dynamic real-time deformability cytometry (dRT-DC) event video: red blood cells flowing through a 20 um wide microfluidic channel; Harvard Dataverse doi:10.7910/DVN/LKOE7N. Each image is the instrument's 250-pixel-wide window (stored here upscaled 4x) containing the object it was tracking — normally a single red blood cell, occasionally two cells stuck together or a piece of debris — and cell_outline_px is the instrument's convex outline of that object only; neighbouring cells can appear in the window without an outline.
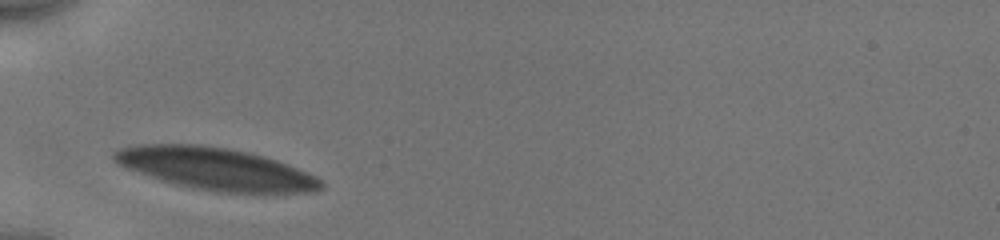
{"species": "human", "species_latin": "Homo sapiens", "temperature_condition": "cold", "stored_images_in_passage": 7, "camera_frame_rate_fps": 3000, "um_per_image_px": 0.085, "donor": {"sex": "male"}, "frame": {"image": 1, "passage_image": 1, "time_ms": 0.0, "image_size_px": [1000, 240], "cell_outline_px": [[324, 188], [316, 192], [216, 192], [192, 188], [176, 184], [128, 168], [112, 160], [112, 152], [120, 148], [136, 144], [200, 144], [232, 148], [264, 156], [288, 164], [316, 176], [324, 184]], "centroid_in_image_um": [18.36, 14.33], "position_along_channel_um": 66.6, "area_um2": 50.58}}
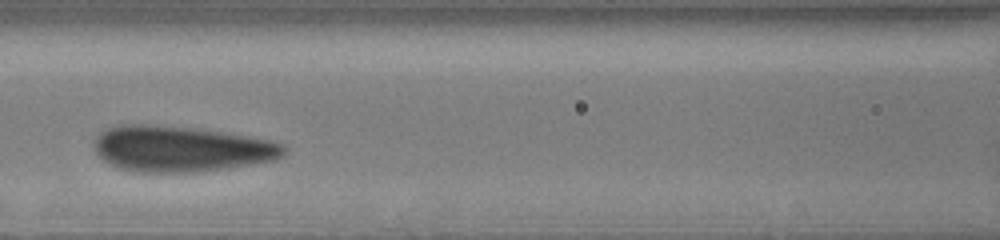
{"frame": {"image": 2, "passage_image": 3, "time_ms": 2.333, "image_size_px": [1000, 240], "cell_outline_px": [[288, 148], [284, 156], [276, 160], [224, 168], [196, 172], [132, 172], [116, 168], [104, 160], [96, 152], [92, 144], [92, 140], [100, 132], [108, 128], [120, 124], [148, 124], [192, 128], [224, 132], [268, 140], [284, 144]], "centroid_in_image_um": [15.34, 12.65], "position_along_channel_um": 151.3, "area_um2": 50.86}}
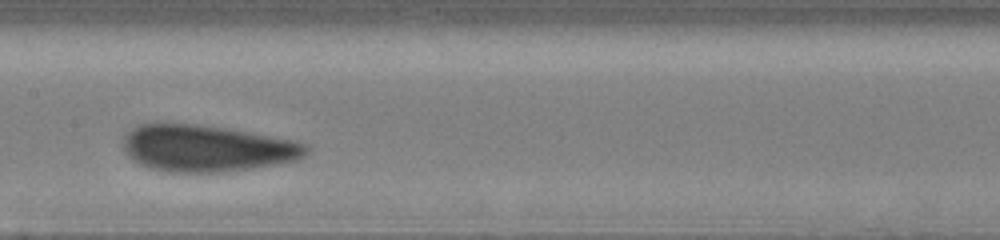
{"frame": {"image": 3, "passage_image": 5, "time_ms": 3.333, "image_size_px": [1000, 240], "cell_outline_px": [[312, 148], [304, 156], [296, 160], [224, 172], [168, 172], [148, 168], [132, 160], [124, 152], [124, 136], [132, 128], [140, 124], [196, 124], [228, 128], [296, 140], [308, 144]], "centroid_in_image_um": [17.59, 12.6], "position_along_channel_um": 189.8, "area_um2": 49.82}}